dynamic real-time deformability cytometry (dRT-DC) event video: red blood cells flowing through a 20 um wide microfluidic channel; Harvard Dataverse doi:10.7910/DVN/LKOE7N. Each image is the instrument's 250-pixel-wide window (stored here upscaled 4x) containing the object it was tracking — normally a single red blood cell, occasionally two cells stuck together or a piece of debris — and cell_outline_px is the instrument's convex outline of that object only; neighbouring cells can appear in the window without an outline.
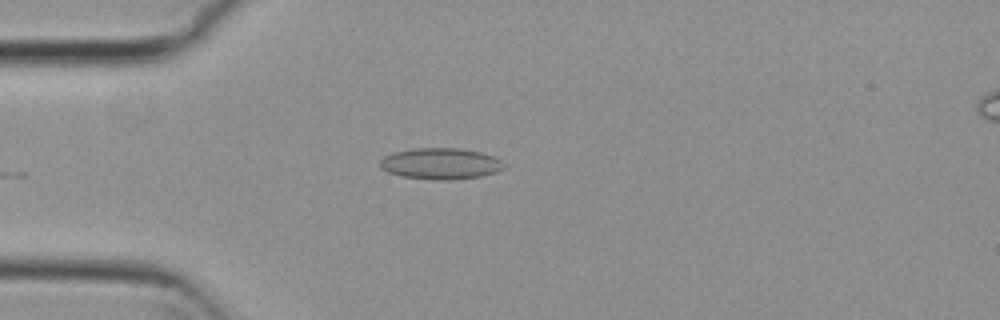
{"species": "common noctule bat (a hibernating species)", "species_latin": "Nyctalus noctula", "temperature_condition": "cold", "stored_images_in_passage": 29, "camera_frame_rate_fps": 3000, "um_per_image_px": 0.085, "animal": {"sex": "female", "body_mass_g": 29.2, "forearm_length_mm": 56.3}, "frame": {"image": 1, "passage_image": 1, "time_ms": 0.0, "image_size_px": [1000, 320], "cell_outline_px": [[504, 168], [496, 172], [480, 176], [452, 180], [432, 180], [400, 176], [388, 172], [380, 168], [380, 160], [384, 156], [392, 152], [412, 148], [460, 148], [480, 152], [496, 156], [504, 164]], "centroid_in_image_um": [37.43, 13.91], "position_along_channel_um": 47.6, "area_um2": 22.83}}
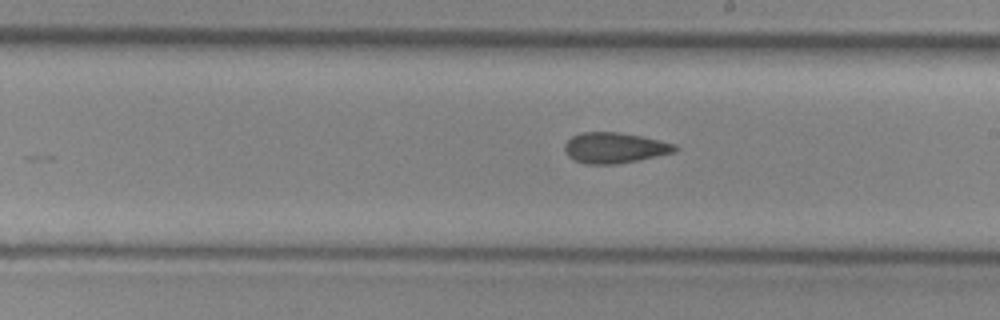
{"frame": {"image": 2, "passage_image": 17, "time_ms": 5.333, "image_size_px": [1000, 320], "cell_outline_px": [[680, 148], [676, 152], [640, 160], [616, 164], [584, 164], [568, 156], [564, 148], [564, 144], [572, 136], [580, 132], [620, 132], [640, 136], [676, 144]], "centroid_in_image_um": [52.26, 12.57], "position_along_channel_um": 236.7, "area_um2": 19.83}}
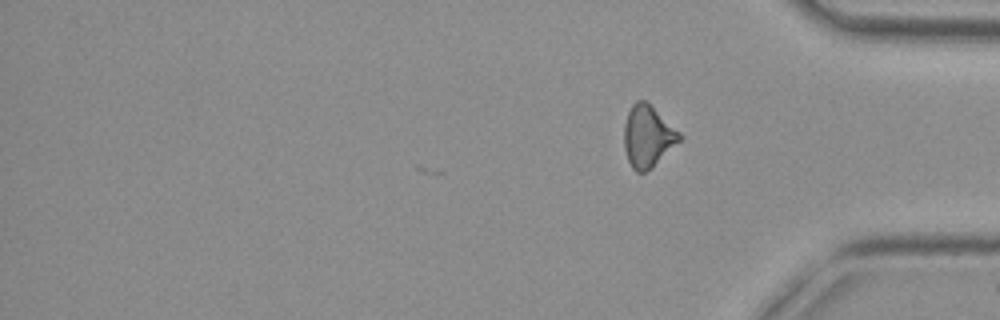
{"frame": {"image": 3, "passage_image": 29, "time_ms": 9.333, "image_size_px": [1000, 320], "cell_outline_px": [[684, 136], [652, 168], [644, 172], [636, 172], [632, 168], [628, 160], [624, 148], [624, 124], [628, 112], [632, 104], [636, 100], [644, 100], [680, 132]], "centroid_in_image_um": [55.04, 11.6], "position_along_channel_um": 380.2, "area_um2": 19.71}, "authors_computed_cell_mechanics": {"area_um2": 19.7676, "velocity_mm_per_s": 3.8135, "shape_relaxation_time_tau1_ms": null, "shape_relaxation_time_tau2_ms": 5.6851, "deformation_change_tau1": null, "deformation_change_tau2": 0.131}}